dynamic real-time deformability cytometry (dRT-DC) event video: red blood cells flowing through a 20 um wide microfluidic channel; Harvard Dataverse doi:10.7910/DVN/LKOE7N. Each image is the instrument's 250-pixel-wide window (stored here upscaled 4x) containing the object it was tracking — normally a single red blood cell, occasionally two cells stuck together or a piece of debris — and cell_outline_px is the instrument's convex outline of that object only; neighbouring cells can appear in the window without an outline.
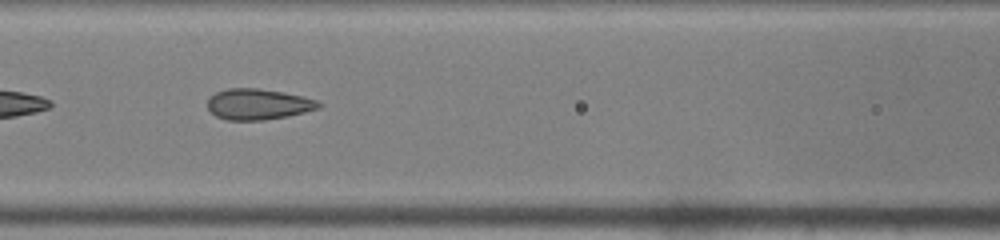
{"species": "common noctule bat (a hibernating species)", "species_latin": "Nyctalus noctula", "temperature_condition": "warm", "stored_images_in_passage": 47, "camera_frame_rate_fps": 3000, "um_per_image_px": 0.085, "animal": {"sex": "male", "body_mass_g": 19.0, "forearm_length_mm": 50.8}, "frame": {"image": 1, "passage_image": 21, "time_ms": 6.667, "image_size_px": [1000, 240], "cell_outline_px": [[324, 104], [320, 108], [288, 116], [264, 120], [228, 120], [216, 116], [208, 108], [208, 100], [216, 92], [228, 88], [256, 88], [280, 92], [300, 96], [316, 100]], "centroid_in_image_um": [21.95, 8.87], "position_along_channel_um": 144.6, "area_um2": 19.77}}
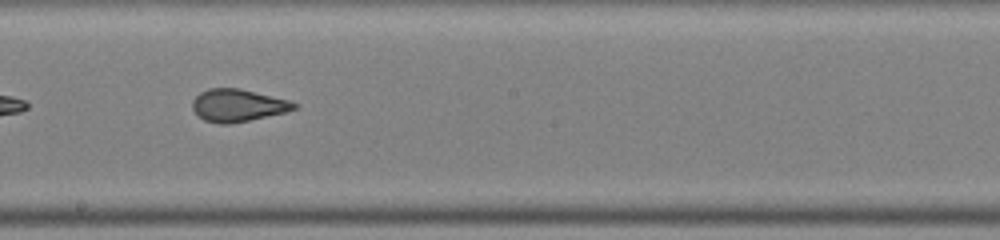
{"frame": {"image": 2, "passage_image": 27, "time_ms": 8.667, "image_size_px": [1000, 240], "cell_outline_px": [[300, 104], [296, 108], [284, 112], [248, 120], [228, 124], [220, 124], [204, 120], [192, 108], [192, 100], [200, 92], [208, 88], [240, 88], [288, 100]], "centroid_in_image_um": [20.19, 8.94], "position_along_channel_um": 228.0, "area_um2": 19.02}, "authors_computed_cell_mechanics": {"area_um2": 21.2126, "velocity_mm_per_s": 4.176, "shape_relaxation_time_tau1_ms": null, "shape_relaxation_time_tau2_ms": 0.8117, "deformation_change_tau1": null, "deformation_change_tau2": 0.0754}}